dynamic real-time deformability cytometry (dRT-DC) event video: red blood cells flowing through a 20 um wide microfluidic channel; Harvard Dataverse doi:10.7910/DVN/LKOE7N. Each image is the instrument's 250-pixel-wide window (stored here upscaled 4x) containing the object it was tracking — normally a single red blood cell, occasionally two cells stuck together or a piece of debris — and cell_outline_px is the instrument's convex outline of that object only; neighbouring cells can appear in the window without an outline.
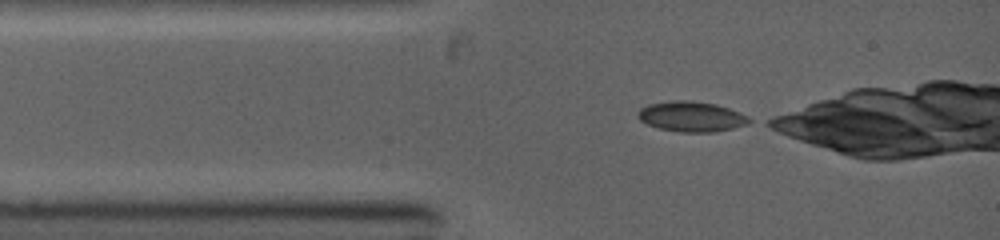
{"species": "common noctule bat (a hibernating species)", "species_latin": "Nyctalus noctula", "temperature_condition": "warm", "stored_images_in_passage": 41, "camera_frame_rate_fps": 5000, "um_per_image_px": 0.085, "animal": {"sex": "female", "body_mass_g": 19.0, "forearm_length_mm": 53.3}, "frame": {"image": 1, "passage_image": 1, "time_ms": 0.0, "image_size_px": [1000, 240], "cell_outline_px": [[756, 120], [748, 124], [716, 132], [680, 132], [660, 128], [648, 124], [640, 120], [636, 116], [636, 112], [640, 108], [648, 104], [672, 100], [688, 100], [716, 104], [728, 108], [748, 116]], "centroid_in_image_um": [58.78, 9.9], "position_along_channel_um": 26.2, "area_um2": 19.77}}
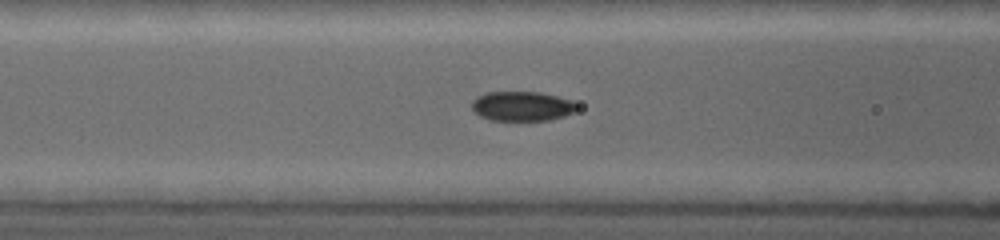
{"frame": {"image": 2, "passage_image": 14, "time_ms": 2.4, "image_size_px": [1000, 240], "cell_outline_px": [[580, 108], [564, 116], [548, 120], [488, 120], [480, 116], [472, 108], [472, 100], [476, 96], [484, 92], [540, 92], [572, 100], [580, 104]], "centroid_in_image_um": [44.38, 9.02], "position_along_channel_um": 122.2, "area_um2": 18.32}}
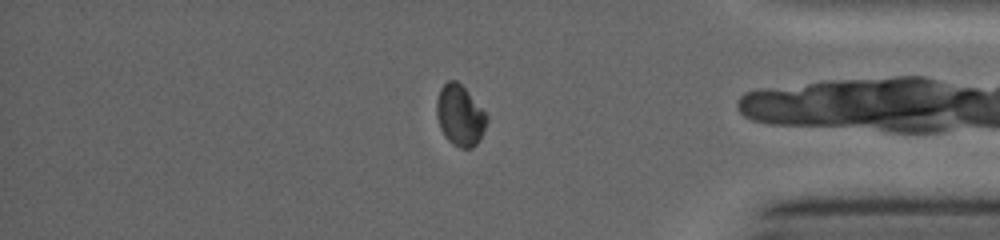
{"frame": {"image": 3, "passage_image": 34, "time_ms": 8.8, "image_size_px": [1000, 240], "cell_outline_px": [[488, 120], [480, 140], [472, 148], [460, 148], [452, 144], [444, 136], [440, 128], [436, 116], [436, 100], [440, 88], [448, 80], [456, 80], [468, 92], [488, 116]], "centroid_in_image_um": [39.08, 9.83], "position_along_channel_um": 396.1, "area_um2": 17.86}}